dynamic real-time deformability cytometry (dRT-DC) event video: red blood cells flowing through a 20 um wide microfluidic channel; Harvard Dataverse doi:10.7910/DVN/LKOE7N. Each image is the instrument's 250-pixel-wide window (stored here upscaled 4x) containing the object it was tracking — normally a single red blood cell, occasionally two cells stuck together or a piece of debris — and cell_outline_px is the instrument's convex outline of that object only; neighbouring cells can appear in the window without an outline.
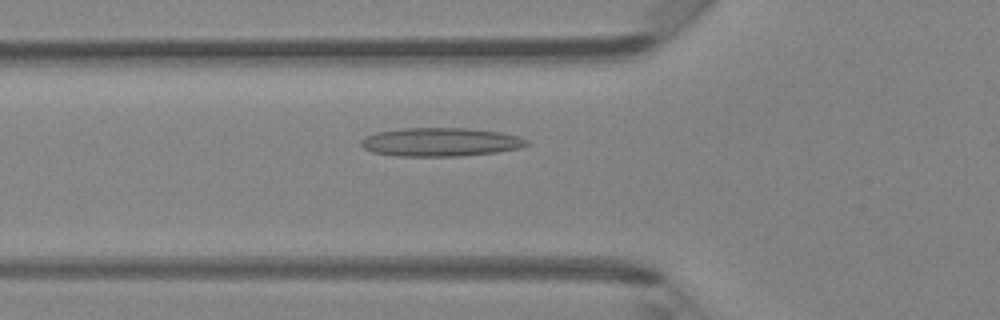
{"species": "Egyptian fruit bat (a non-hibernating species)", "species_latin": "Rousettus aegyptiacus", "temperature_condition": "room temperature", "stored_images_in_passage": 35, "camera_frame_rate_fps": 3000, "um_per_image_px": 0.085, "animal": {"sex": "female"}, "frame": {"image": 1, "passage_image": 7, "time_ms": 2.0, "image_size_px": [1000, 320], "cell_outline_px": [[532, 144], [520, 148], [496, 152], [456, 156], [396, 156], [372, 152], [364, 148], [360, 144], [360, 140], [376, 132], [404, 128], [468, 128], [500, 132], [520, 136], [528, 140]], "centroid_in_image_um": [37.48, 12.07], "position_along_channel_um": 88.3, "area_um2": 27.69}}
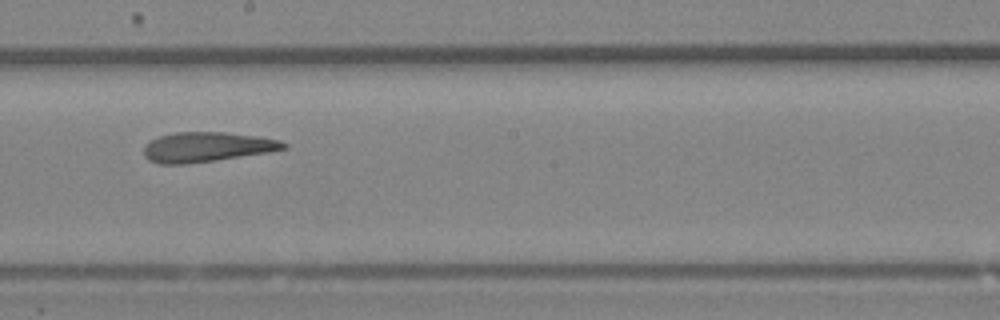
{"frame": {"image": 2, "passage_image": 17, "time_ms": 5.333, "image_size_px": [1000, 320], "cell_outline_px": [[288, 148], [268, 152], [216, 160], [184, 164], [160, 164], [148, 160], [144, 156], [144, 148], [152, 140], [160, 136], [176, 132], [224, 132], [256, 136], [280, 140], [288, 144]], "centroid_in_image_um": [17.59, 12.5], "position_along_channel_um": 230.6, "area_um2": 24.1}}
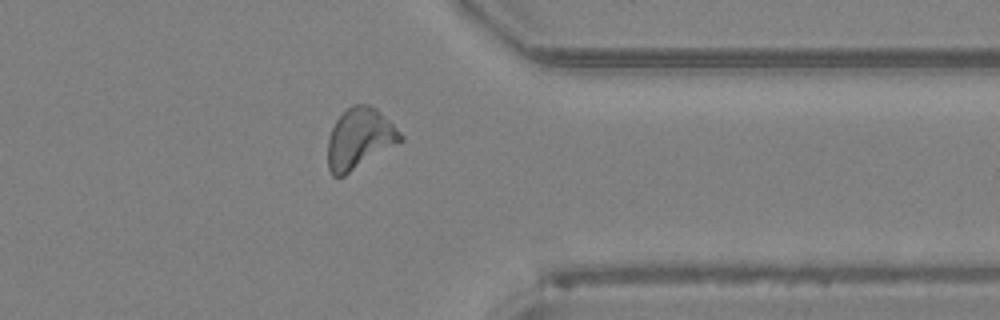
{"frame": {"image": 3, "passage_image": 28, "time_ms": 9.0, "image_size_px": [1000, 320], "cell_outline_px": [[404, 140], [344, 176], [332, 176], [328, 168], [328, 140], [332, 128], [336, 120], [352, 104], [368, 104], [376, 108], [404, 136]], "centroid_in_image_um": [30.56, 11.79], "position_along_channel_um": 380.8, "area_um2": 25.49}, "authors_computed_cell_mechanics": {"area_um2": 24.6228, "velocity_mm_per_s": 4.2798, "shape_relaxation_time_tau1_ms": null, "shape_relaxation_time_tau2_ms": 3.9709, "deformation_change_tau1": null, "deformation_change_tau2": 0.1392}}